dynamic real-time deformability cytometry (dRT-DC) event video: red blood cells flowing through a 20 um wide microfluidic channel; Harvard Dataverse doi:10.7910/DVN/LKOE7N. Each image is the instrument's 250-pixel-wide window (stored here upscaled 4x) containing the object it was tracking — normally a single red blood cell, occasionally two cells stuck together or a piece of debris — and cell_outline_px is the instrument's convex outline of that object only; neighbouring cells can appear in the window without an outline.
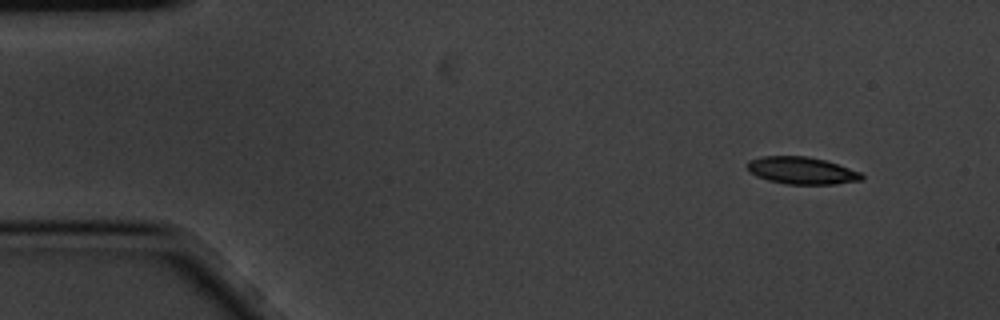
{"species": "common noctule bat (a hibernating species)", "species_latin": "Nyctalus noctula", "temperature_condition": "cold", "stored_images_in_passage": 3, "segment_of_instrument_passage": [1, 2], "camera_frame_rate_fps": 3000, "um_per_image_px": 0.085, "animal": {"sex": "male", "body_mass_g": 20.1, "forearm_length_mm": 53.5}, "frame": {"image": 1, "passage_image": 1, "time_ms": 0.0, "image_size_px": [1000, 320], "cell_outline_px": [[864, 176], [860, 180], [836, 184], [788, 184], [768, 180], [756, 176], [748, 172], [748, 160], [760, 156], [808, 156], [824, 160], [860, 172]], "centroid_in_image_um": [68.1, 14.49], "position_along_channel_um": 16.9, "area_um2": 18.03}}